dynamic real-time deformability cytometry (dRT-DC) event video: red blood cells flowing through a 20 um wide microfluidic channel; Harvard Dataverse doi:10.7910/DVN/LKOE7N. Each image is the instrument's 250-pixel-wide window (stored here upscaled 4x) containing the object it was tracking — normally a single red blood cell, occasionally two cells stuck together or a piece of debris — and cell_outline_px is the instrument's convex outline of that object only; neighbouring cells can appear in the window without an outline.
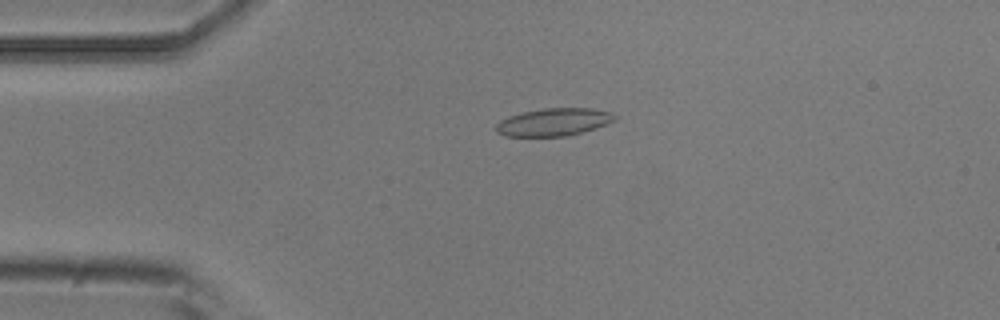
{"species": "common noctule bat (a hibernating species)", "species_latin": "Nyctalus noctula", "temperature_condition": "room temperature", "stored_images_in_passage": 51, "camera_frame_rate_fps": 3000, "um_per_image_px": 0.085, "animal": {"sex": "male", "body_mass_g": 20.5, "forearm_length_mm": 52.5}, "frame": {"image": 1, "passage_image": 11, "time_ms": 3.333, "image_size_px": [1000, 320], "cell_outline_px": [[620, 116], [616, 120], [596, 128], [568, 136], [504, 136], [496, 132], [496, 124], [500, 120], [508, 116], [524, 112], [544, 108], [592, 108], [612, 112]], "centroid_in_image_um": [47.11, 10.37], "position_along_channel_um": 37.9, "area_um2": 19.31}}
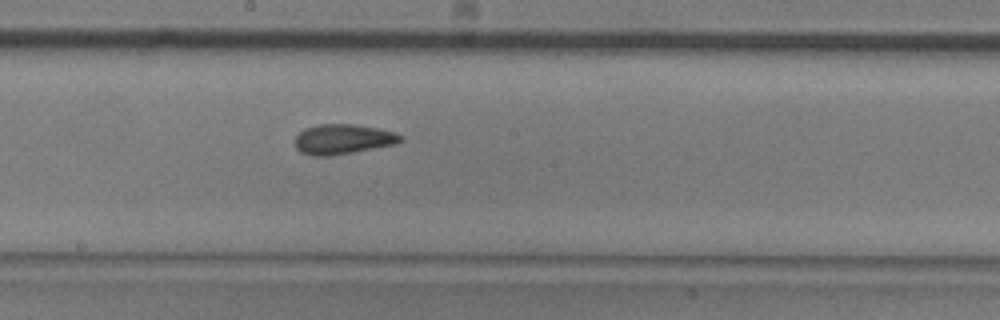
{"frame": {"image": 2, "passage_image": 27, "time_ms": 8.667, "image_size_px": [1000, 320], "cell_outline_px": [[404, 140], [396, 144], [352, 152], [328, 156], [312, 156], [300, 152], [296, 148], [296, 136], [304, 128], [316, 124], [352, 124], [376, 128], [396, 132], [404, 136]], "centroid_in_image_um": [29.16, 11.83], "position_along_channel_um": 219.0, "area_um2": 18.5}}
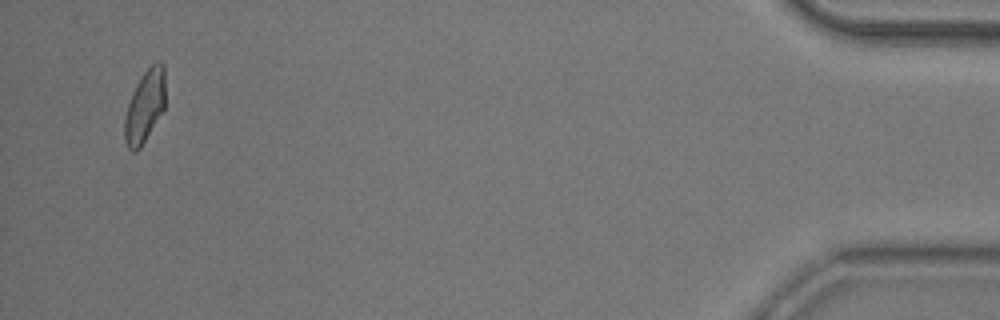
{"frame": {"image": 3, "passage_image": 49, "time_ms": 16.0, "image_size_px": [1000, 320], "cell_outline_px": [[164, 112], [140, 148], [136, 152], [132, 152], [128, 148], [124, 140], [124, 120], [128, 104], [132, 92], [136, 84], [144, 72], [156, 60], [160, 60], [164, 64]], "centroid_in_image_um": [12.31, 9.05], "position_along_channel_um": 422.9, "area_um2": 17.4}, "authors_computed_cell_mechanics": {"area_um2": 18.2648, "velocity_mm_per_s": 3.9174, "shape_relaxation_time_tau1_ms": null, "shape_relaxation_time_tau2_ms": 2.1671, "deformation_change_tau1": null, "deformation_change_tau2": 0.0887}}